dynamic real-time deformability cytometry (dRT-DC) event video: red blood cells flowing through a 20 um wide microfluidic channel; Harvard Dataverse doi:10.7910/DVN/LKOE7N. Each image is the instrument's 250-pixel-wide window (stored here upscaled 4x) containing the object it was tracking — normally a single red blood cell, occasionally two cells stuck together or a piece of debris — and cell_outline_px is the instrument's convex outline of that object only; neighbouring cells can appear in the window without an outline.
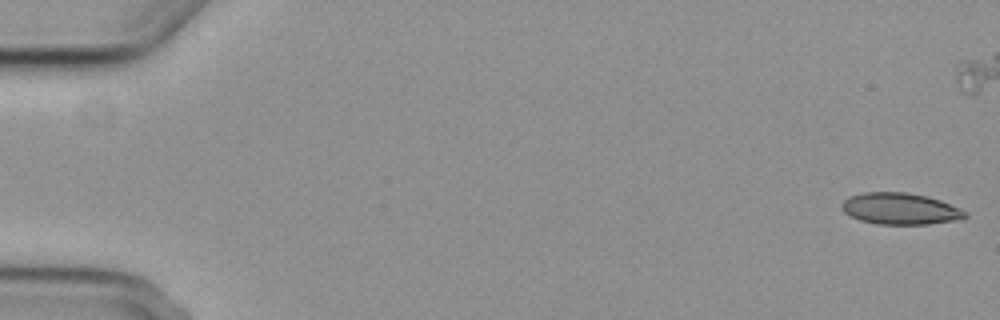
{"species": "common noctule bat (a hibernating species)", "species_latin": "Nyctalus noctula", "temperature_condition": "cold", "stored_images_in_passage": 7, "camera_frame_rate_fps": 3000, "um_per_image_px": 0.085, "animal": {"sex": "female", "body_mass_g": 29.2, "forearm_length_mm": 56.3}, "frame": {"image": 1, "passage_image": 1, "time_ms": 0.0, "image_size_px": [1000, 320], "cell_outline_px": [[968, 216], [960, 220], [928, 224], [880, 224], [860, 220], [844, 212], [840, 208], [840, 204], [848, 196], [864, 192], [904, 192], [924, 196], [940, 200], [960, 208]], "centroid_in_image_um": [76.49, 17.74], "position_along_channel_um": 8.5, "area_um2": 22.6}}
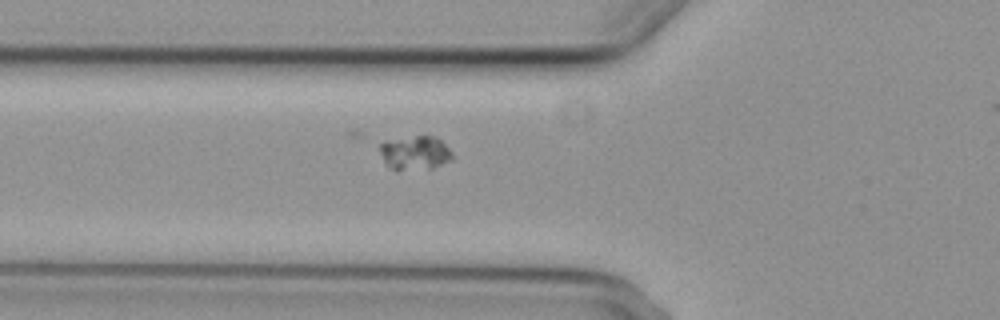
{"frame": {"image": 2, "passage_image": 7, "time_ms": 8.0, "image_size_px": [1000, 320], "cell_outline_px": [[452, 160], [432, 168], [396, 172], [384, 160], [380, 152], [380, 144], [384, 140], [424, 132], [436, 136], [452, 152]], "centroid_in_image_um": [35.27, 12.94], "position_along_channel_um": 90.5, "area_um2": 15.14}}